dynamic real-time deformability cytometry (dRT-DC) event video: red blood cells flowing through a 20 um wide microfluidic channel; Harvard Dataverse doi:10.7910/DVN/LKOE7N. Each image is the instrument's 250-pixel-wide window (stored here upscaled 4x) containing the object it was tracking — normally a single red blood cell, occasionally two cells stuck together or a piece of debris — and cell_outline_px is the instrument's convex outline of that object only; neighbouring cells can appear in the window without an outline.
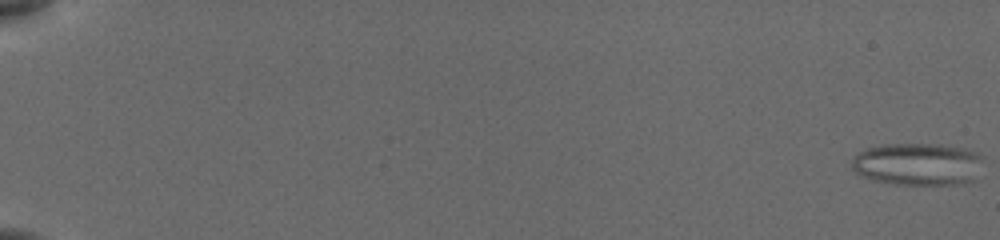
{"species": "common noctule bat (a hibernating species)", "species_latin": "Nyctalus noctula", "temperature_condition": "cold", "stored_images_in_passage": 56, "camera_frame_rate_fps": 3000, "um_per_image_px": 0.085, "animal": {"sex": "female", "body_mass_g": 19.5, "forearm_length_mm": 54.1}, "frame": {"image": 1, "passage_image": 1, "time_ms": 0.0, "image_size_px": [1000, 240], "cell_outline_px": [[984, 156], [972, 180], [964, 184], [896, 184], [876, 180], [864, 176], [856, 172], [852, 168], [852, 160], [860, 152], [868, 148], [884, 144], [940, 144], [964, 148], [980, 152]], "centroid_in_image_um": [78.05, 13.93], "position_along_channel_um": 7.0, "area_um2": 32.25}}
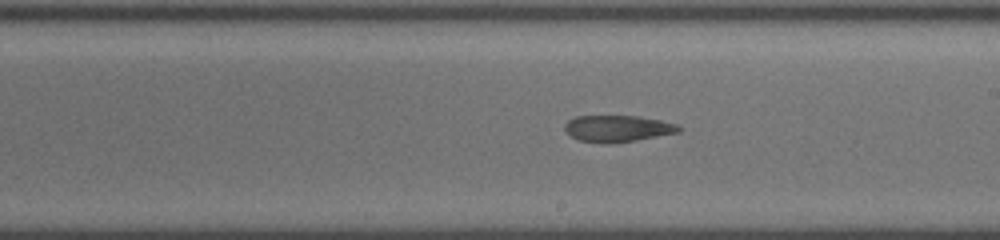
{"frame": {"image": 2, "passage_image": 35, "time_ms": 11.333, "image_size_px": [1000, 240], "cell_outline_px": [[684, 128], [680, 132], [636, 140], [612, 144], [608, 144], [580, 140], [564, 132], [564, 124], [568, 120], [576, 116], [636, 116], [660, 120], [680, 124]], "centroid_in_image_um": [52.52, 10.93], "position_along_channel_um": 236.5, "area_um2": 17.86}}
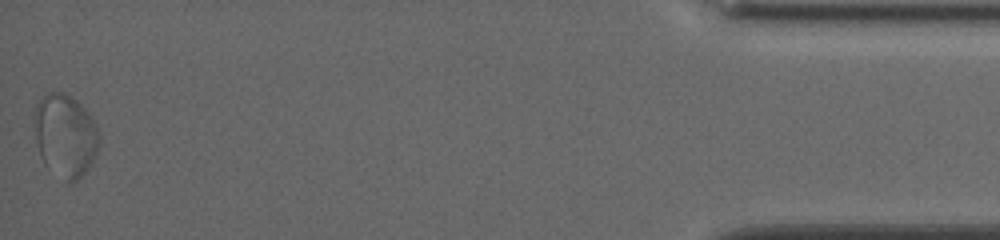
{"frame": {"image": 3, "passage_image": 56, "time_ms": 18.333, "image_size_px": [1000, 240], "cell_outline_px": [[100, 144], [88, 168], [72, 184], [68, 184], [44, 164], [40, 156], [36, 140], [36, 104], [48, 92], [64, 92], [76, 100], [88, 112], [100, 136]], "centroid_in_image_um": [5.56, 11.54], "position_along_channel_um": 429.6, "area_um2": 30.87}, "authors_computed_cell_mechanics": {"area_um2": 25.7788, "velocity_mm_per_s": 3.8545, "shape_relaxation_time_tau1_ms": null, "shape_relaxation_time_tau2_ms": 4.9563, "deformation_change_tau1": null, "deformation_change_tau2": 0.1162}}